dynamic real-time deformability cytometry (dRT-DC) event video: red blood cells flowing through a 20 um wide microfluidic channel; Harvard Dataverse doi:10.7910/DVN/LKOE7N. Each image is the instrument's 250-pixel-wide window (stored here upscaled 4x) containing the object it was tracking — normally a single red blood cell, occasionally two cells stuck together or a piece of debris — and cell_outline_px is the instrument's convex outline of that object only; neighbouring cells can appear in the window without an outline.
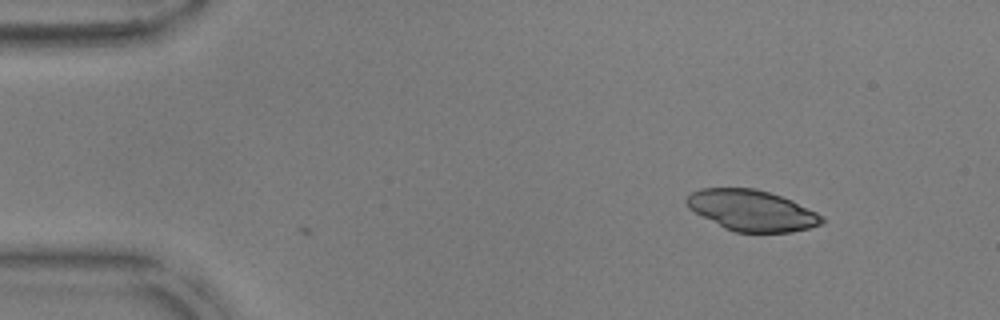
{"species": "common noctule bat (a hibernating species)", "species_latin": "Nyctalus noctula", "temperature_condition": "warm", "stored_images_in_passage": 2, "camera_frame_rate_fps": 3000, "um_per_image_px": 0.085, "animal": {"sex": "male", "body_mass_g": 17.9, "forearm_length_mm": 54.2}, "frame": {"image": 1, "passage_image": 1, "time_ms": 0.0, "image_size_px": [1000, 320], "cell_outline_px": [[824, 224], [792, 232], [736, 232], [724, 228], [688, 208], [684, 200], [692, 192], [700, 188], [756, 188], [792, 200], [824, 216]], "centroid_in_image_um": [63.91, 17.89], "position_along_channel_um": 21.1, "area_um2": 32.19}}